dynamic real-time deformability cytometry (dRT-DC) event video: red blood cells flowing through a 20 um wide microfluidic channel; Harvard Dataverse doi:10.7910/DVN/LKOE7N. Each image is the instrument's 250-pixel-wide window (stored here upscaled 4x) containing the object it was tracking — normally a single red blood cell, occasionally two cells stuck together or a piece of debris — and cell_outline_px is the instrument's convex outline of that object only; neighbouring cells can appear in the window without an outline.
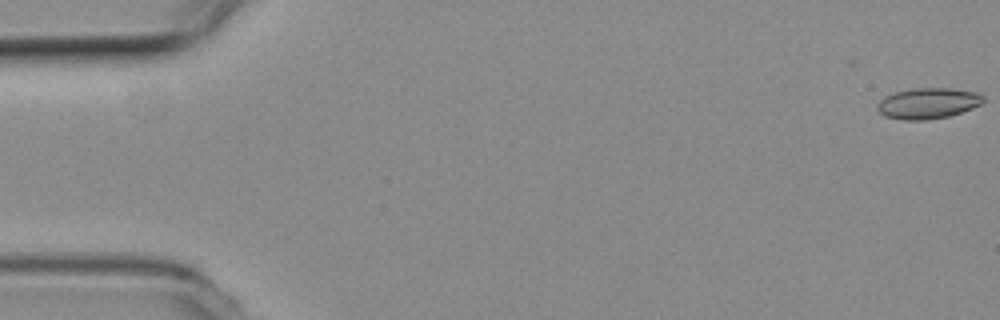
{"species": "common noctule bat (a hibernating species)", "species_latin": "Nyctalus noctula", "temperature_condition": "room temperature", "stored_images_in_passage": 56, "camera_frame_rate_fps": 3000, "um_per_image_px": 0.085, "animal": {"sex": "female", "body_mass_g": 19.3, "forearm_length_mm": 54.1}, "frame": {"image": 1, "passage_image": 1, "time_ms": 0.0, "image_size_px": [1000, 320], "cell_outline_px": [[984, 100], [980, 104], [972, 108], [948, 116], [928, 120], [900, 120], [884, 116], [876, 108], [876, 104], [884, 96], [892, 92], [908, 88], [952, 88], [980, 92], [984, 96]], "centroid_in_image_um": [78.84, 8.76], "position_along_channel_um": 6.2, "area_um2": 19.42}}
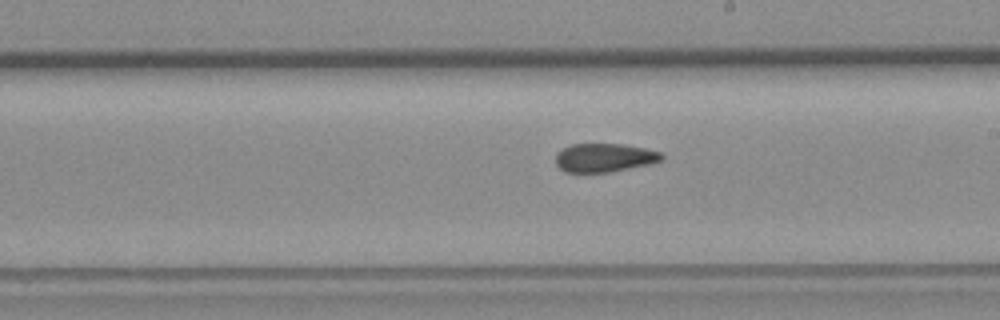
{"frame": {"image": 2, "passage_image": 32, "time_ms": 10.333, "image_size_px": [1000, 320], "cell_outline_px": [[664, 160], [648, 164], [608, 172], [564, 172], [556, 164], [556, 152], [572, 144], [624, 144], [644, 148], [660, 152], [664, 156]], "centroid_in_image_um": [51.36, 13.4], "position_along_channel_um": 237.6, "area_um2": 17.57}}
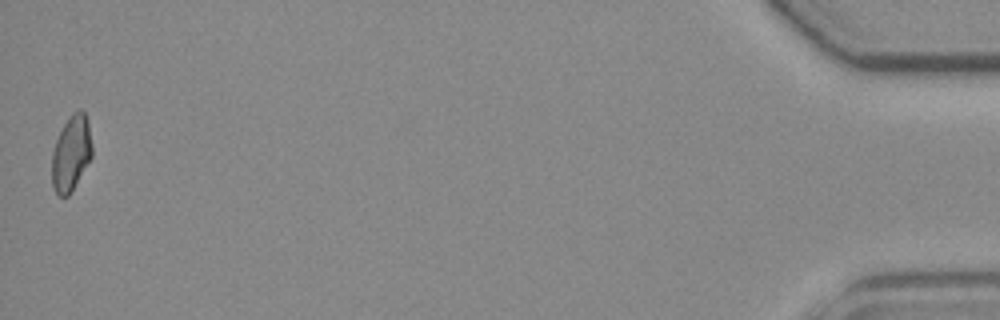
{"frame": {"image": 3, "passage_image": 56, "time_ms": 18.333, "image_size_px": [1000, 320], "cell_outline_px": [[92, 156], [68, 196], [60, 196], [52, 188], [52, 152], [56, 140], [64, 124], [72, 112], [80, 108], [84, 112], [88, 120], [92, 144]], "centroid_in_image_um": [6.05, 12.99], "position_along_channel_um": 429.2, "area_um2": 17.57}, "authors_computed_cell_mechanics": {"area_um2": 18.3226, "velocity_mm_per_s": 3.6793, "shape_relaxation_time_tau1_ms": null, "shape_relaxation_time_tau2_ms": 2.9456, "deformation_change_tau1": null, "deformation_change_tau2": 0.1022}}